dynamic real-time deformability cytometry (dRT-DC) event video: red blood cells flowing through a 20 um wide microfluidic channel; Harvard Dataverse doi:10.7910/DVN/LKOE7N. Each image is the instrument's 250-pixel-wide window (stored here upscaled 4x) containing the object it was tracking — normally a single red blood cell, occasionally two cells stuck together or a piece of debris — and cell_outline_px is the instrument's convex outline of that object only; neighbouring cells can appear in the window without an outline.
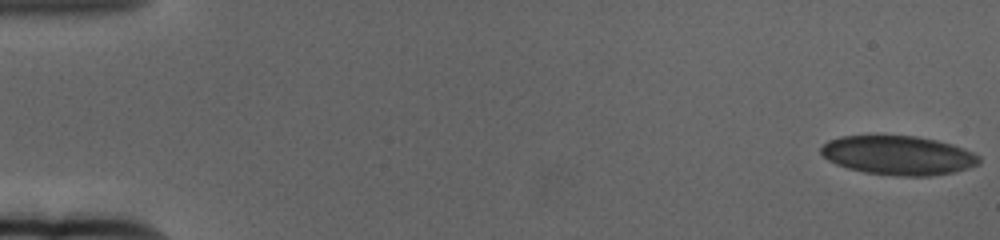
{"species": "human", "species_latin": "Homo sapiens", "temperature_condition": "cold", "stored_images_in_passage": 12, "camera_frame_rate_fps": 3000, "um_per_image_px": 0.085, "donor": {"sex": "female"}, "frame": {"image": 1, "passage_image": 1, "time_ms": 0.0, "image_size_px": [1000, 240], "cell_outline_px": [[980, 164], [968, 168], [952, 172], [928, 176], [896, 176], [864, 172], [848, 168], [836, 164], [828, 160], [820, 152], [820, 148], [828, 140], [840, 136], [916, 136], [936, 140], [952, 144], [972, 152], [980, 156]], "centroid_in_image_um": [76.34, 13.2], "position_along_channel_um": 8.7, "area_um2": 35.95}}